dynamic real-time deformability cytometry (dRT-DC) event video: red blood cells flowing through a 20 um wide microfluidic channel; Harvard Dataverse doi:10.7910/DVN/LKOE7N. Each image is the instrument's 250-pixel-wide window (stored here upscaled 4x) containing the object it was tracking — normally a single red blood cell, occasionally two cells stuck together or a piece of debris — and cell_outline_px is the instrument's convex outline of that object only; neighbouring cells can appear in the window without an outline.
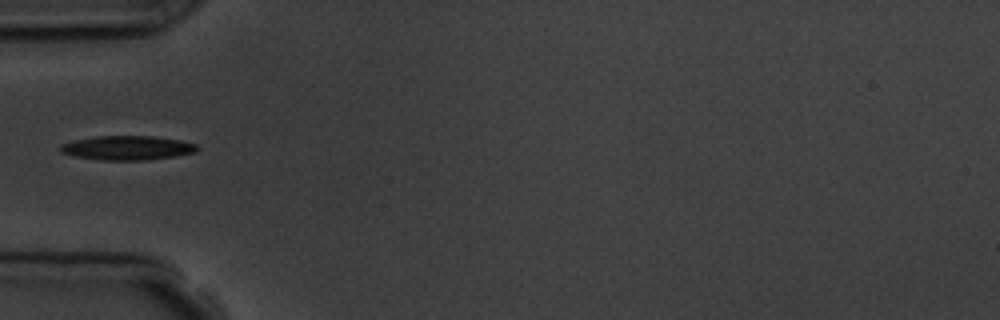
{"species": "common noctule bat (a hibernating species)", "species_latin": "Nyctalus noctula", "temperature_condition": "room temperature", "stored_images_in_passage": 1, "camera_frame_rate_fps": 3000, "um_per_image_px": 0.085, "animal": {"sex": "male", "body_mass_g": 19.5, "forearm_length_mm": 54.6}, "frame": {"image": 1, "passage_image": 1, "time_ms": 0.0, "image_size_px": [1000, 320], "cell_outline_px": [[200, 148], [196, 152], [148, 160], [100, 160], [76, 156], [60, 152], [60, 144], [76, 140], [96, 136], [152, 136], [180, 140], [196, 144]], "centroid_in_image_um": [10.83, 12.57], "position_along_channel_um": 74.2, "area_um2": 19.19}}